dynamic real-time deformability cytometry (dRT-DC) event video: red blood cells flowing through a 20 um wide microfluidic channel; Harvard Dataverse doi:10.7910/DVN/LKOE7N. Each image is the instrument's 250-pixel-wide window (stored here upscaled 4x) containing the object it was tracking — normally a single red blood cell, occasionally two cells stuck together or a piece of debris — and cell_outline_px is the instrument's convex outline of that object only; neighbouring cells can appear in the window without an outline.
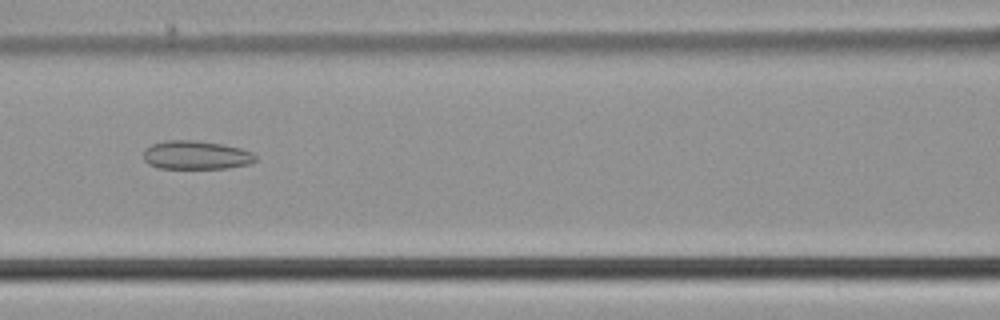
{"species": "common noctule bat (a hibernating species)", "species_latin": "Nyctalus noctula", "temperature_condition": "cold", "stored_images_in_passage": 41, "camera_frame_rate_fps": 3000, "um_per_image_px": 0.085, "animal": {"sex": "male", "body_mass_g": 21.5, "forearm_length_mm": 52.0}, "frame": {"image": 1, "passage_image": 11, "time_ms": 3.333, "image_size_px": [1000, 320], "cell_outline_px": [[256, 160], [252, 164], [228, 168], [160, 168], [148, 164], [144, 160], [144, 148], [152, 144], [164, 140], [196, 140], [220, 144], [240, 148], [252, 152], [256, 156]], "centroid_in_image_um": [16.66, 13.18], "position_along_channel_um": 149.9, "area_um2": 18.79}}
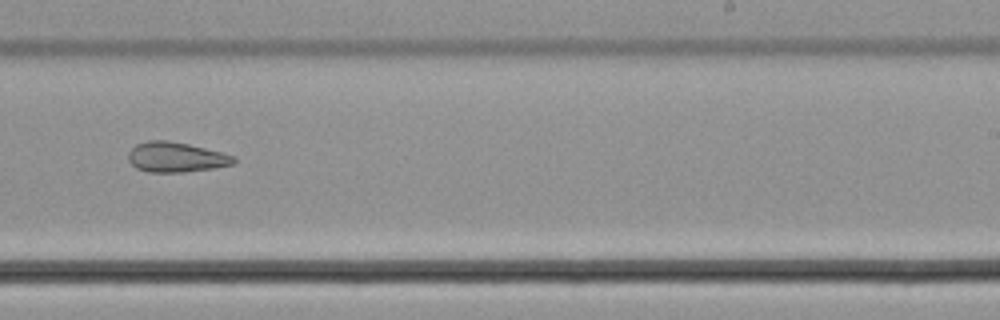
{"frame": {"image": 2, "passage_image": 21, "time_ms": 6.667, "image_size_px": [1000, 320], "cell_outline_px": [[236, 160], [232, 164], [212, 168], [184, 172], [148, 172], [136, 168], [128, 160], [128, 152], [136, 144], [148, 140], [168, 140], [188, 144], [236, 156]], "centroid_in_image_um": [14.92, 13.35], "position_along_channel_um": 274.1, "area_um2": 18.38}}
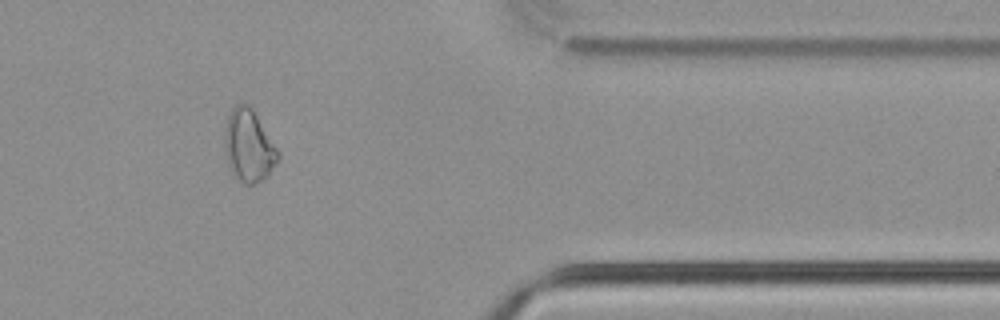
{"frame": {"image": 3, "passage_image": 32, "time_ms": 10.333, "image_size_px": [1000, 320], "cell_outline_px": [[280, 156], [276, 164], [260, 180], [252, 184], [244, 184], [232, 172], [228, 164], [224, 152], [224, 128], [228, 112], [236, 104], [244, 100], [252, 108], [280, 152]], "centroid_in_image_um": [21.1, 12.32], "position_along_channel_um": 390.3, "area_um2": 22.6}, "authors_computed_cell_mechanics": {"area_um2": 20.23, "velocity_mm_per_s": 3.7302, "shape_relaxation_time_tau1_ms": null, "shape_relaxation_time_tau2_ms": 4.8013, "deformation_change_tau1": null, "deformation_change_tau2": 0.1303}}